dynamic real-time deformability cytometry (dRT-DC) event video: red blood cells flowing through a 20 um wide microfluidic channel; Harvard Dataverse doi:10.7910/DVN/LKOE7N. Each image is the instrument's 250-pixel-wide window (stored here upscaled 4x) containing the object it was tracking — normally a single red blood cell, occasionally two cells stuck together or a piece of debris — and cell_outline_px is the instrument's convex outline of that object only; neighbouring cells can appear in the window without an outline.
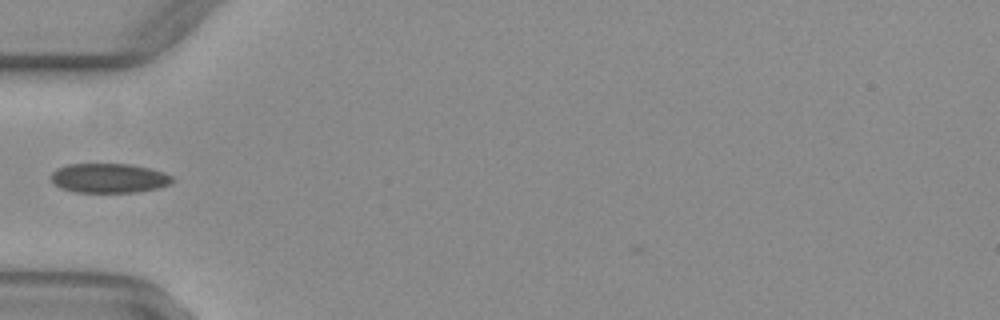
{"species": "common noctule bat (a hibernating species)", "species_latin": "Nyctalus noctula", "temperature_condition": "warm", "stored_images_in_passage": 35, "camera_frame_rate_fps": 3000, "um_per_image_px": 0.085, "animal": {"sex": "female", "body_mass_g": 29.2, "forearm_length_mm": 56.3}, "frame": {"image": 1, "passage_image": 1, "time_ms": 0.0, "image_size_px": [1000, 320], "cell_outline_px": [[164, 180], [160, 184], [140, 188], [72, 188], [56, 180], [56, 176], [60, 172], [68, 168], [132, 168], [164, 176]], "centroid_in_image_um": [9.19, 15.14], "position_along_channel_um": 75.8, "area_um2": 13.47}}
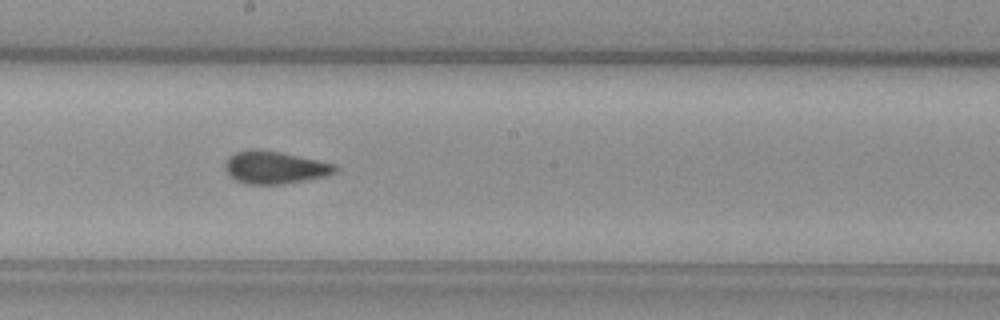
{"frame": {"image": 2, "passage_image": 12, "time_ms": 3.667, "image_size_px": [1000, 320], "cell_outline_px": [[328, 168], [324, 172], [276, 180], [260, 180], [240, 176], [232, 168], [232, 160], [240, 156], [280, 156], [320, 164]], "centroid_in_image_um": [23.3, 14.24], "position_along_channel_um": 224.9, "area_um2": 12.37}}
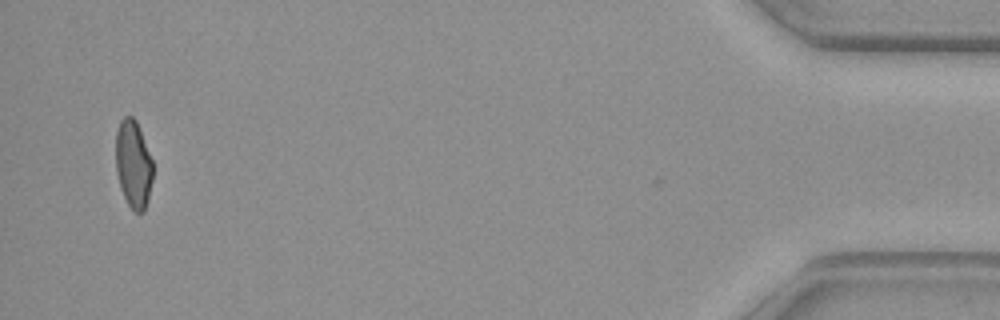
{"frame": {"image": 3, "passage_image": 33, "time_ms": 10.667, "image_size_px": [1000, 320], "cell_outline_px": [[152, 176], [144, 208], [140, 208], [132, 204], [128, 200], [124, 192], [120, 180], [116, 152], [116, 144], [120, 128], [132, 120], [136, 124], [152, 160]], "centroid_in_image_um": [11.37, 13.98], "position_along_channel_um": 423.8, "area_um2": 16.07}}